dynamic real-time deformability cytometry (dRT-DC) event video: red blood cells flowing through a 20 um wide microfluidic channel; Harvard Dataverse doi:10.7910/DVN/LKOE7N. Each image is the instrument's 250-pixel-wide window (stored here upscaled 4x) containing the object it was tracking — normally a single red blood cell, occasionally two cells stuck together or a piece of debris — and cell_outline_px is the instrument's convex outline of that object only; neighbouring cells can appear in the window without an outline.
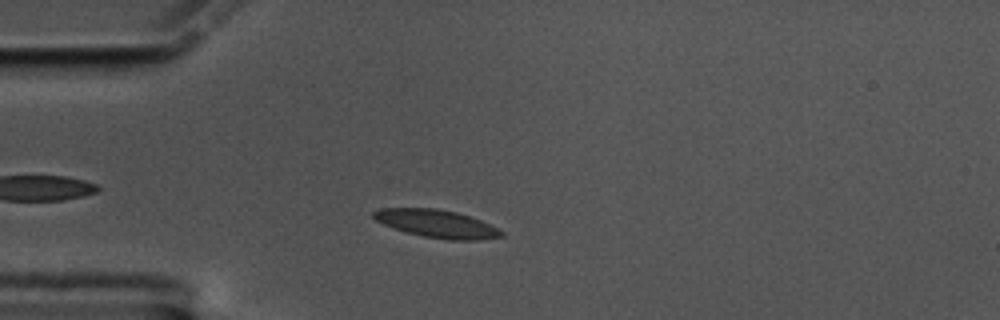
{"species": "common noctule bat (a hibernating species)", "species_latin": "Nyctalus noctula", "temperature_condition": "cold", "stored_images_in_passage": 52, "camera_frame_rate_fps": 3000, "um_per_image_px": 0.085, "animal": {"sex": "male", "body_mass_g": 17.5, "forearm_length_mm": 52.3}, "frame": {"image": 1, "passage_image": 9, "time_ms": 2.667, "image_size_px": [1000, 320], "cell_outline_px": [[504, 236], [480, 240], [448, 240], [424, 236], [408, 232], [384, 224], [376, 220], [372, 216], [372, 212], [380, 208], [436, 208], [456, 212], [480, 220], [504, 232]], "centroid_in_image_um": [37.13, 19.01], "position_along_channel_um": 47.9, "area_um2": 20.46}}
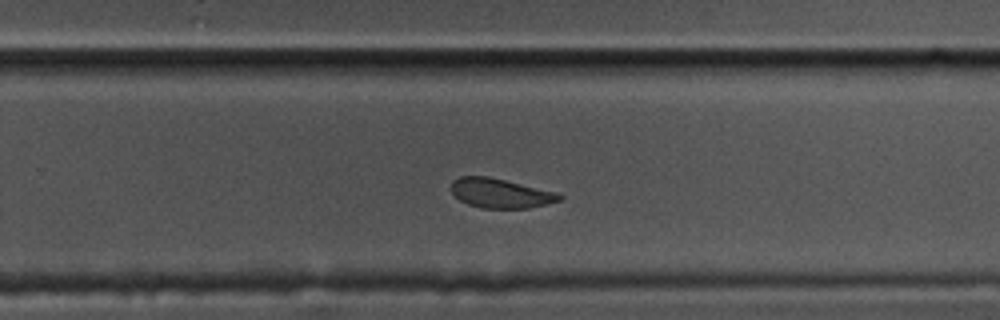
{"frame": {"image": 2, "passage_image": 31, "time_ms": 10.0, "image_size_px": [1000, 320], "cell_outline_px": [[564, 200], [548, 204], [528, 208], [480, 208], [468, 204], [460, 200], [452, 192], [452, 180], [460, 176], [488, 176], [556, 192], [564, 196]], "centroid_in_image_um": [42.57, 16.43], "position_along_channel_um": 287.2, "area_um2": 18.61}}
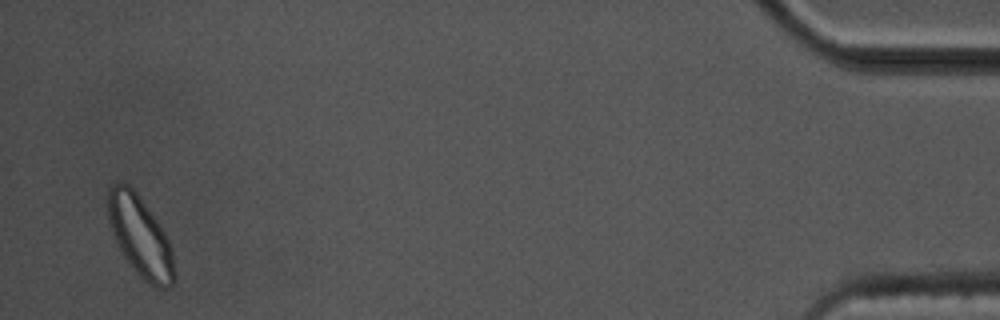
{"frame": {"image": 3, "passage_image": 50, "time_ms": 16.333, "image_size_px": [1000, 320], "cell_outline_px": [[176, 280], [168, 288], [156, 288], [148, 284], [132, 268], [120, 252], [116, 244], [112, 232], [108, 216], [108, 188], [116, 180], [128, 184], [136, 192], [152, 212], [160, 224], [168, 240], [172, 252], [176, 272]], "centroid_in_image_um": [11.92, 20.11], "position_along_channel_um": 423.3, "area_um2": 31.56}, "authors_computed_cell_mechanics": {"area_um2": 20.2589, "velocity_mm_per_s": 3.4591, "shape_relaxation_time_tau1_ms": 7.1241, "shape_relaxation_time_tau2_ms": 4.3075, "deformation_change_tau1": 0.1164, "deformation_change_tau2": 0.0845}}